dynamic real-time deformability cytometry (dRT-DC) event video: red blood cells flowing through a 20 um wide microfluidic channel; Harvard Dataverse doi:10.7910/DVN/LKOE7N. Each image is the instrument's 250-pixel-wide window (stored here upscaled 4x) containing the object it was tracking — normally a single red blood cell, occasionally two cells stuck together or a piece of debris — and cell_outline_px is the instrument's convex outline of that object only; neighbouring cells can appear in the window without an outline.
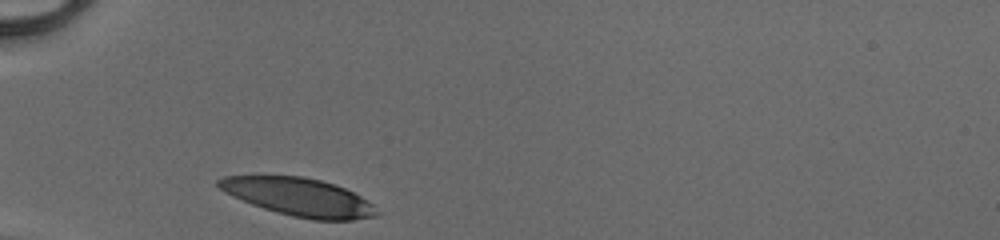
{"species": "human", "species_latin": "Homo sapiens", "temperature_condition": "cold", "stored_images_in_passage": 27, "camera_frame_rate_fps": 3000, "um_per_image_px": 0.085, "donor": {"sex": "male"}, "frame": {"image": 1, "passage_image": 1, "time_ms": 0.0, "image_size_px": [1000, 240], "cell_outline_px": [[380, 212], [376, 216], [352, 220], [312, 220], [292, 216], [276, 212], [252, 204], [232, 196], [224, 192], [216, 184], [216, 180], [224, 176], [300, 176], [320, 180], [336, 184], [360, 196], [372, 204]], "centroid_in_image_um": [25.4, 16.75], "position_along_channel_um": 59.6, "area_um2": 34.85}}
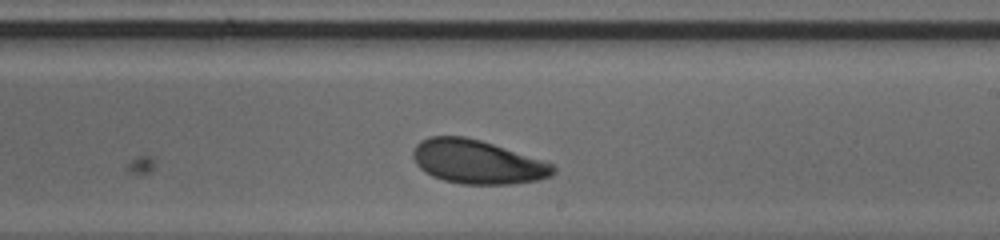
{"frame": {"image": 2, "passage_image": 16, "time_ms": 5.0, "image_size_px": [1000, 240], "cell_outline_px": [[556, 172], [552, 176], [540, 180], [516, 184], [460, 184], [444, 180], [432, 176], [424, 172], [416, 164], [412, 156], [412, 152], [416, 144], [420, 140], [428, 136], [464, 136], [480, 140], [552, 164], [556, 168]], "centroid_in_image_um": [40.54, 13.77], "position_along_channel_um": 248.5, "area_um2": 35.78}}
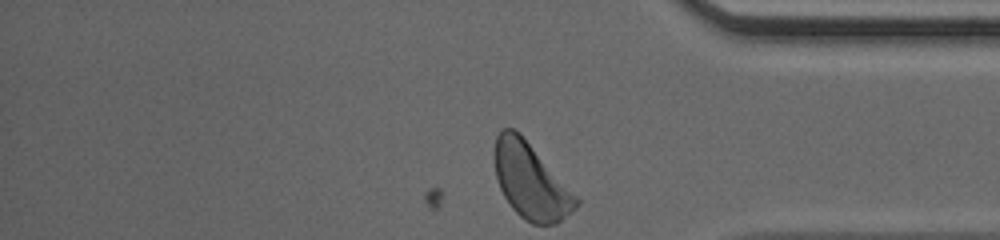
{"frame": {"image": 3, "passage_image": 27, "time_ms": 8.667, "image_size_px": [1000, 240], "cell_outline_px": [[580, 204], [576, 208], [556, 224], [532, 224], [524, 220], [512, 208], [504, 196], [500, 188], [496, 176], [492, 156], [492, 152], [496, 136], [500, 128], [512, 128], [520, 132], [580, 200]], "centroid_in_image_um": [45.07, 15.36], "position_along_channel_um": 390.1, "area_um2": 36.13}, "authors_computed_cell_mechanics": {"area_um2": 36.125, "velocity_mm_per_s": 4.0807, "shape_relaxation_time_tau1_ms": 2.6064, "shape_relaxation_time_tau2_ms": 8.0662, "deformation_change_tau1": 0.1004, "deformation_change_tau2": 0.1583}}